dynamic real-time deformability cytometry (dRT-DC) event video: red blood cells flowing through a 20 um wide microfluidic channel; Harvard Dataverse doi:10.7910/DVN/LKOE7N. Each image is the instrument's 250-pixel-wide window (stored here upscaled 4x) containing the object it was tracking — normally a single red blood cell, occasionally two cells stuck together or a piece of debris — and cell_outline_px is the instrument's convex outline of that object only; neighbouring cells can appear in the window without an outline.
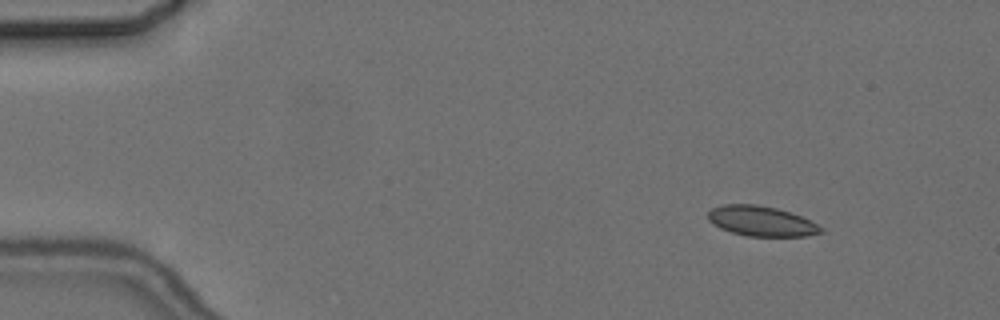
{"species": "common noctule bat (a hibernating species)", "species_latin": "Nyctalus noctula", "temperature_condition": "cold", "stored_images_in_passage": 4, "camera_frame_rate_fps": 3000, "um_per_image_px": 0.085, "animal": {"sex": "female", "body_mass_g": 24.6, "forearm_length_mm": 56.2}, "frame": {"image": 1, "passage_image": 1, "time_ms": 0.0, "image_size_px": [1000, 320], "cell_outline_px": [[824, 232], [808, 236], [748, 236], [732, 232], [720, 228], [712, 224], [708, 220], [708, 212], [712, 208], [720, 204], [756, 204], [776, 208], [800, 216], [824, 228]], "centroid_in_image_um": [64.68, 18.79], "position_along_channel_um": 20.3, "area_um2": 19.77}}
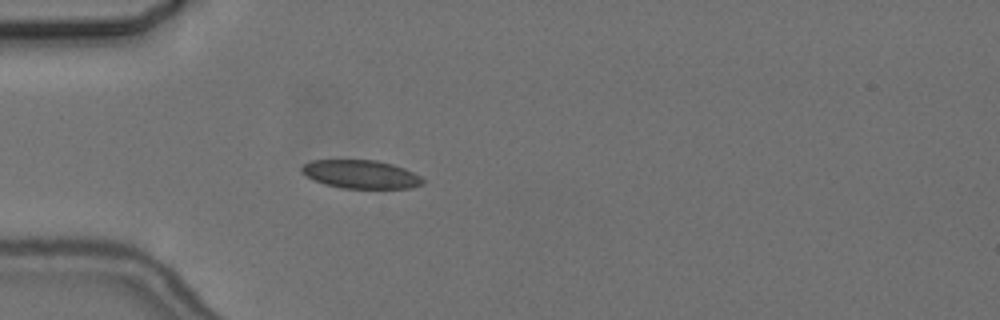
{"frame": {"image": 2, "passage_image": 4, "time_ms": 3.333, "image_size_px": [1000, 320], "cell_outline_px": [[424, 184], [412, 188], [340, 188], [324, 184], [300, 172], [300, 168], [304, 164], [312, 160], [376, 160], [392, 164], [404, 168], [420, 176], [424, 180]], "centroid_in_image_um": [30.68, 14.81], "position_along_channel_um": 54.3, "area_um2": 20.0}}